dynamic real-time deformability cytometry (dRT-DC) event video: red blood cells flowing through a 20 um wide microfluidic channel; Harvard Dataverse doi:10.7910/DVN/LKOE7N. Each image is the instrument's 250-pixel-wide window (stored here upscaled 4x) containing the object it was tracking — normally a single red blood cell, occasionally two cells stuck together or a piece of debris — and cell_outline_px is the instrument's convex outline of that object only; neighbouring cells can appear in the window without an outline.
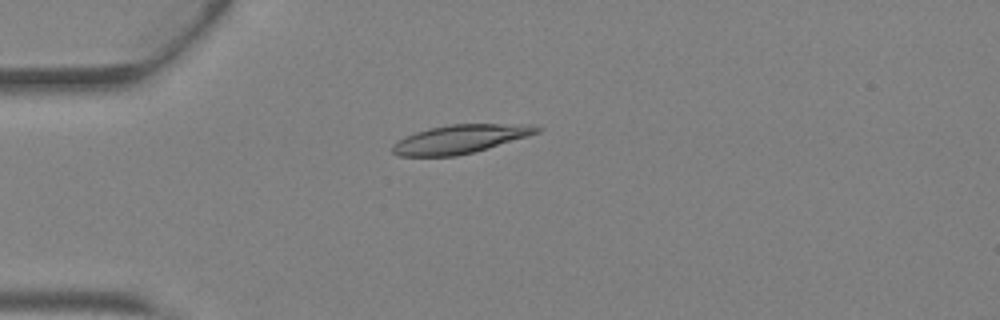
{"species": "Egyptian fruit bat (a non-hibernating species)", "species_latin": "Rousettus aegyptiacus", "temperature_condition": "warm", "stored_images_in_passage": 43, "camera_frame_rate_fps": 3000, "um_per_image_px": 0.085, "animal": {"sex": "female"}, "frame": {"image": 1, "passage_image": 12, "time_ms": 3.667, "image_size_px": [1000, 320], "cell_outline_px": [[544, 128], [540, 132], [528, 136], [488, 148], [456, 156], [400, 156], [392, 152], [392, 144], [416, 132], [428, 128], [448, 124], [532, 124]], "centroid_in_image_um": [39.16, 11.81], "position_along_channel_um": 45.8, "area_um2": 23.99}}
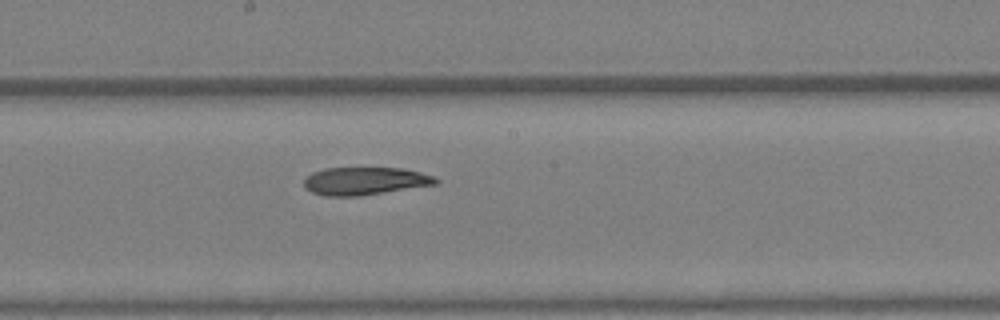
{"frame": {"image": 2, "passage_image": 24, "time_ms": 7.667, "image_size_px": [1000, 320], "cell_outline_px": [[440, 180], [436, 184], [360, 196], [324, 196], [312, 192], [304, 188], [304, 176], [312, 172], [324, 168], [404, 168], [436, 176]], "centroid_in_image_um": [31.0, 15.38], "position_along_channel_um": 217.2, "area_um2": 21.56}}
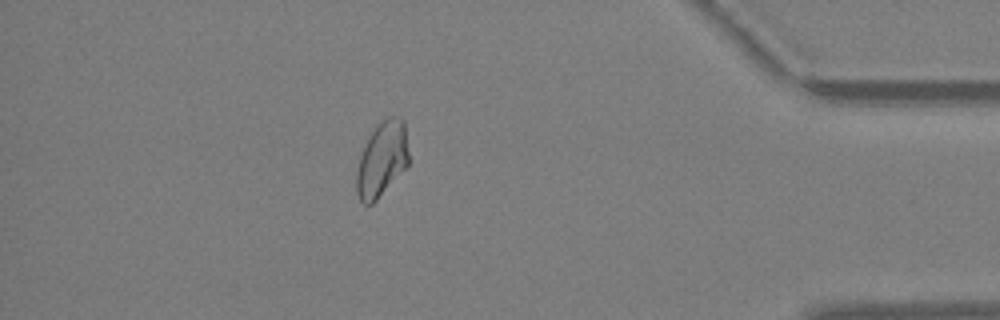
{"frame": {"image": 3, "passage_image": 38, "time_ms": 12.333, "image_size_px": [1000, 320], "cell_outline_px": [[408, 168], [372, 204], [364, 204], [360, 200], [356, 192], [356, 172], [360, 156], [368, 136], [376, 124], [380, 120], [388, 116], [396, 116], [404, 120], [408, 152]], "centroid_in_image_um": [32.47, 13.53], "position_along_channel_um": 402.7, "area_um2": 23.18}, "authors_computed_cell_mechanics": {"area_um2": 22.8888, "velocity_mm_per_s": 4.8338, "shape_relaxation_time_tau1_ms": 10.3898, "shape_relaxation_time_tau2_ms": null, "deformation_change_tau1": 0.2497, "deformation_change_tau2": null}}